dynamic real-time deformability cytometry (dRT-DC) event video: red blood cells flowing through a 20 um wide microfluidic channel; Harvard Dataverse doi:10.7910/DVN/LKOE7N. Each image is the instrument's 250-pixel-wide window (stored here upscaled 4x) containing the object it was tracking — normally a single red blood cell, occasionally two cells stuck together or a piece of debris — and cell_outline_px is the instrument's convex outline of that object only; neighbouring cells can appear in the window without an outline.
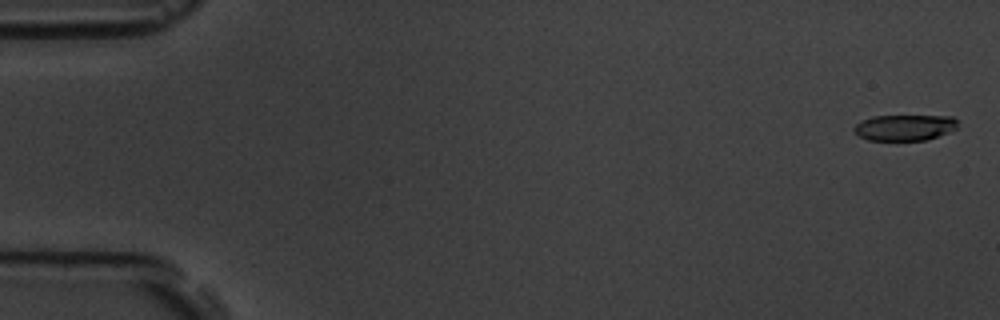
{"species": "common noctule bat (a hibernating species)", "species_latin": "Nyctalus noctula", "temperature_condition": "room temperature", "stored_images_in_passage": 5, "camera_frame_rate_fps": 3000, "um_per_image_px": 0.085, "animal": {"sex": "male", "body_mass_g": 19.5, "forearm_length_mm": 54.6}, "frame": {"image": 1, "passage_image": 1, "time_ms": 0.0, "image_size_px": [1000, 320], "cell_outline_px": [[956, 128], [948, 132], [928, 140], [868, 140], [860, 136], [852, 128], [860, 120], [872, 116], [952, 116], [956, 120]], "centroid_in_image_um": [76.86, 10.84], "position_along_channel_um": 8.1, "area_um2": 15.61}}
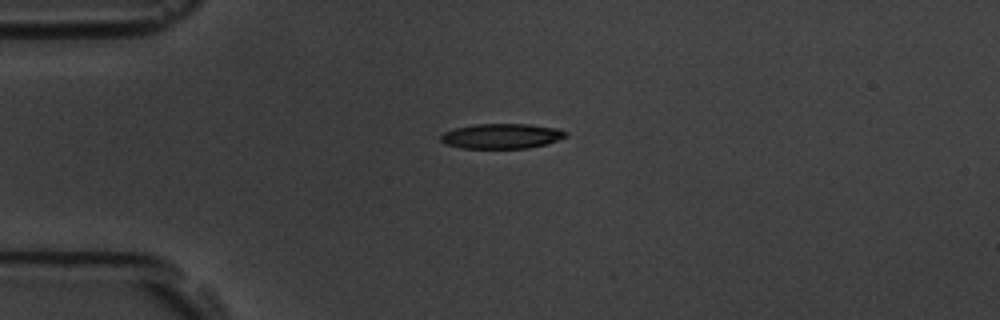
{"frame": {"image": 2, "passage_image": 4, "time_ms": 4.333, "image_size_px": [1000, 320], "cell_outline_px": [[568, 136], [544, 144], [528, 148], [460, 148], [444, 144], [440, 140], [440, 136], [444, 132], [456, 128], [476, 124], [528, 124], [556, 128], [568, 132]], "centroid_in_image_um": [42.61, 11.57], "position_along_channel_um": 42.4, "area_um2": 18.15}}